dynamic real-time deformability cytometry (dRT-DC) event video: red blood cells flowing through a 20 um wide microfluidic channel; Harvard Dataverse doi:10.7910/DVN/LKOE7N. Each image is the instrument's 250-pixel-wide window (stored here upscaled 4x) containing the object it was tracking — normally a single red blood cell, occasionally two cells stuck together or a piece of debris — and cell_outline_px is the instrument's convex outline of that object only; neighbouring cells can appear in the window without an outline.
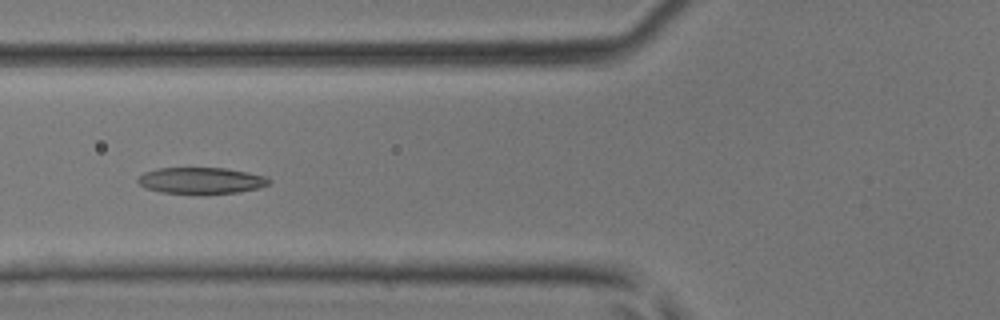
{"species": "common noctule bat (a hibernating species)", "species_latin": "Nyctalus noctula", "temperature_condition": "room temperature", "stored_images_in_passage": 45, "camera_frame_rate_fps": 3000, "um_per_image_px": 0.085, "animal": {"sex": "male", "body_mass_g": 17.9, "forearm_length_mm": 54.2}, "frame": {"image": 1, "passage_image": 18, "time_ms": 5.667, "image_size_px": [1000, 320], "cell_outline_px": [[272, 180], [268, 184], [256, 188], [236, 192], [160, 192], [144, 188], [136, 180], [144, 172], [156, 168], [224, 168], [248, 172], [268, 176]], "centroid_in_image_um": [17.08, 15.31], "position_along_channel_um": 108.7, "area_um2": 19.65}}
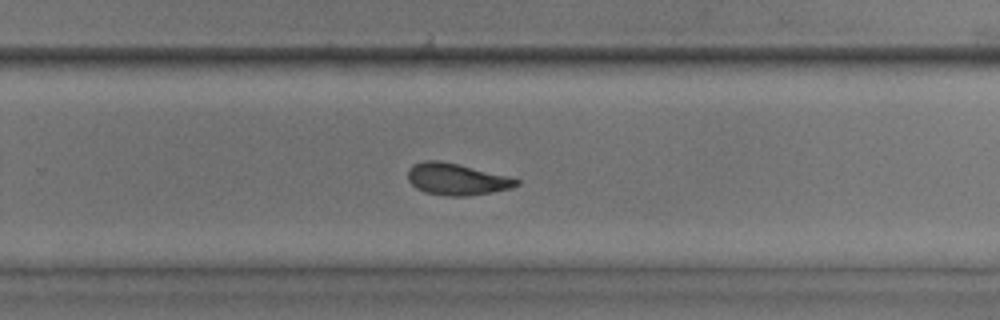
{"frame": {"image": 2, "passage_image": 30, "time_ms": 9.667, "image_size_px": [1000, 320], "cell_outline_px": [[520, 184], [508, 188], [488, 192], [464, 196], [448, 196], [428, 192], [416, 188], [408, 180], [408, 168], [412, 164], [424, 160], [440, 160], [508, 176], [520, 180]], "centroid_in_image_um": [38.76, 15.21], "position_along_channel_um": 291.0, "area_um2": 19.71}}
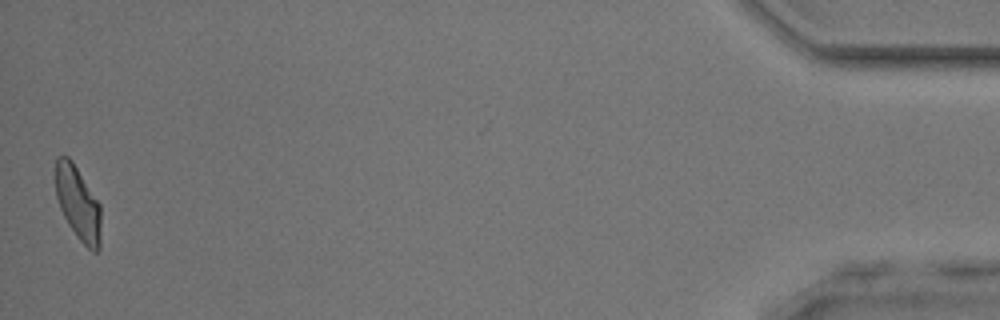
{"frame": {"image": 3, "passage_image": 45, "time_ms": 14.667, "image_size_px": [1000, 320], "cell_outline_px": [[100, 248], [96, 252], [92, 252], [80, 240], [68, 224], [60, 208], [56, 196], [56, 156], [68, 156], [72, 160], [100, 204]], "centroid_in_image_um": [6.63, 17.27], "position_along_channel_um": 428.6, "area_um2": 19.36}}